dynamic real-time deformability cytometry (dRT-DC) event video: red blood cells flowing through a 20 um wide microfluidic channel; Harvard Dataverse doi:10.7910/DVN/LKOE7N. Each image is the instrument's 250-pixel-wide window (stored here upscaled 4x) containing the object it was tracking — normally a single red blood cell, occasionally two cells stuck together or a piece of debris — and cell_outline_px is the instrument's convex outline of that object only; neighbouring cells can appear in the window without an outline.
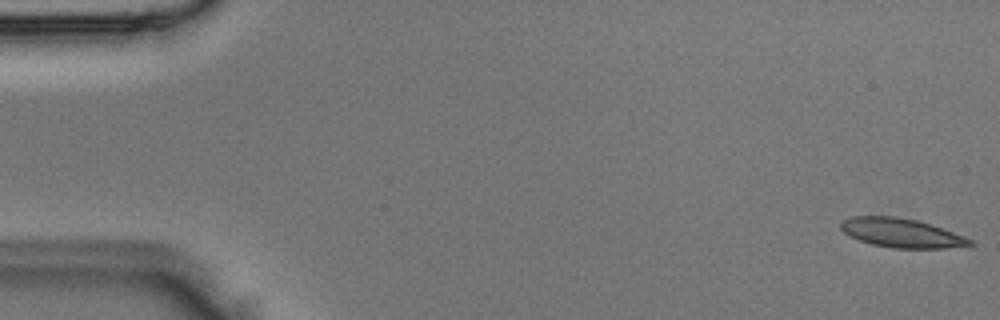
{"species": "Egyptian fruit bat (a non-hibernating species)", "species_latin": "Rousettus aegyptiacus", "temperature_condition": "room temperature", "stored_images_in_passage": 5, "camera_frame_rate_fps": 3000, "um_per_image_px": 0.085, "animal": {"sex": "male"}, "frame": {"image": 1, "passage_image": 1, "time_ms": 0.0, "image_size_px": [1000, 320], "cell_outline_px": [[976, 244], [944, 248], [892, 248], [872, 244], [860, 240], [844, 232], [840, 228], [840, 220], [852, 216], [896, 216], [916, 220], [976, 240]], "centroid_in_image_um": [76.61, 19.8], "position_along_channel_um": 8.4, "area_um2": 21.73}}
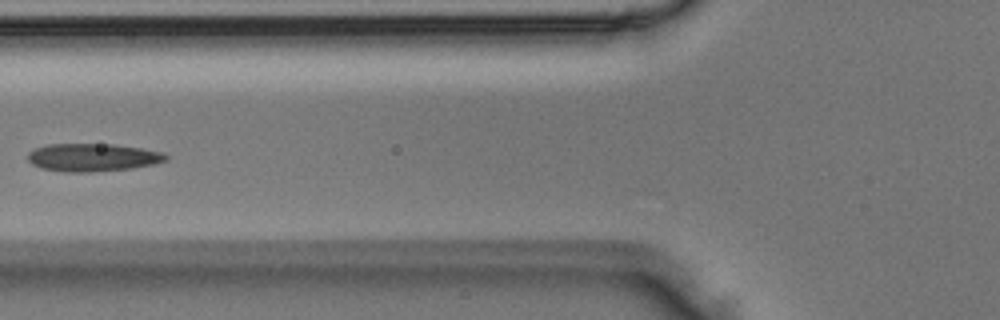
{"frame": {"image": 2, "passage_image": 5, "time_ms": 1.333, "image_size_px": [1000, 320], "cell_outline_px": [[168, 160], [152, 164], [132, 168], [92, 172], [64, 172], [40, 168], [32, 164], [28, 160], [28, 152], [32, 148], [48, 144], [116, 144], [164, 152], [168, 156]], "centroid_in_image_um": [7.85, 13.37], "position_along_channel_um": 117.9, "area_um2": 22.66}}